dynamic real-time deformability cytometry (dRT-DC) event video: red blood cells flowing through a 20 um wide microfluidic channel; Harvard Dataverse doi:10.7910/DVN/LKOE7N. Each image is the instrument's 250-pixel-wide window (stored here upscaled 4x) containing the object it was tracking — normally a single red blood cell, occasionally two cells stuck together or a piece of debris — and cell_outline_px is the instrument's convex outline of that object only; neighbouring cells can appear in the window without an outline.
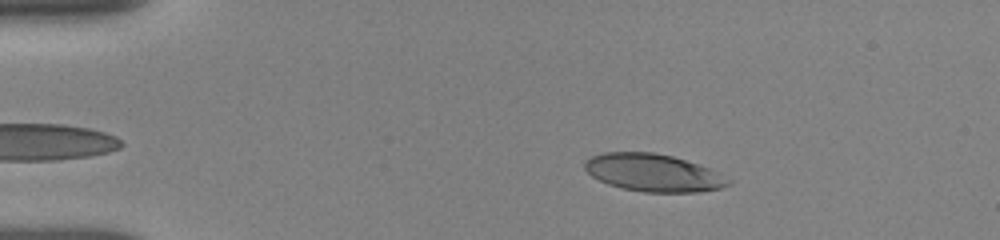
{"species": "human", "species_latin": "Homo sapiens", "temperature_condition": "room temperature", "stored_images_in_passage": 39, "camera_frame_rate_fps": 3000, "um_per_image_px": 0.085, "donor": {"sex": "female"}, "frame": {"image": 1, "passage_image": 5, "time_ms": 1.667, "image_size_px": [1000, 240], "cell_outline_px": [[732, 184], [720, 188], [696, 192], [644, 192], [624, 188], [608, 184], [592, 176], [584, 168], [584, 160], [592, 156], [604, 152], [652, 152], [672, 156], [708, 168], [732, 180]], "centroid_in_image_um": [55.51, 14.68], "position_along_channel_um": 29.5, "area_um2": 31.15}}
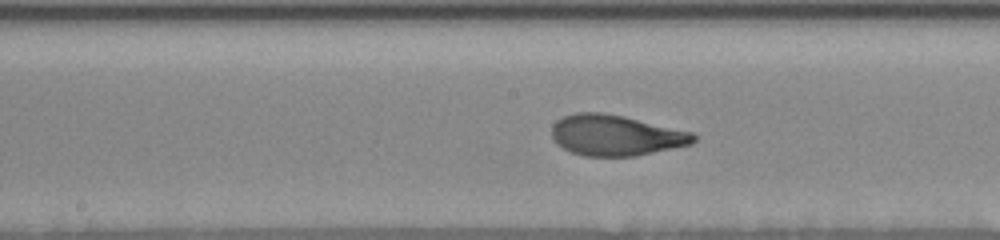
{"frame": {"image": 2, "passage_image": 19, "time_ms": 7.667, "image_size_px": [1000, 240], "cell_outline_px": [[696, 140], [692, 144], [636, 156], [584, 156], [572, 152], [556, 144], [552, 136], [552, 124], [556, 120], [564, 116], [576, 112], [600, 112], [624, 116], [692, 132], [696, 136]], "centroid_in_image_um": [52.32, 11.5], "position_along_channel_um": 195.9, "area_um2": 33.7}}
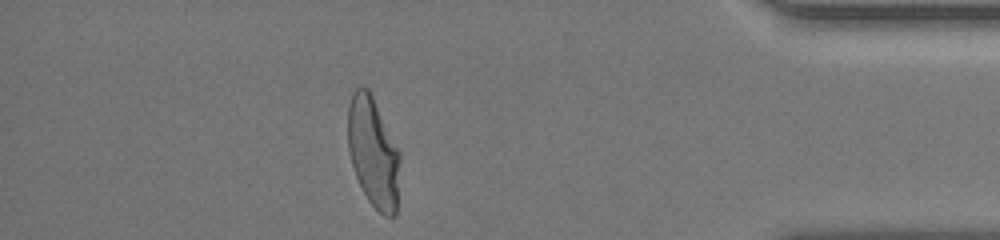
{"frame": {"image": 3, "passage_image": 34, "time_ms": 14.0, "image_size_px": [1000, 240], "cell_outline_px": [[400, 156], [396, 216], [384, 216], [368, 200], [356, 176], [352, 164], [348, 148], [348, 104], [352, 92], [360, 84], [368, 88], [400, 152]], "centroid_in_image_um": [31.72, 12.92], "position_along_channel_um": 403.5, "area_um2": 33.23}, "authors_computed_cell_mechanics": {"area_um2": 33.4662, "velocity_mm_per_s": 3.8406, "shape_relaxation_time_tau1_ms": 4.5316, "shape_relaxation_time_tau2_ms": 0.8601, "deformation_change_tau1": 0.2049, "deformation_change_tau2": 0.0759}}